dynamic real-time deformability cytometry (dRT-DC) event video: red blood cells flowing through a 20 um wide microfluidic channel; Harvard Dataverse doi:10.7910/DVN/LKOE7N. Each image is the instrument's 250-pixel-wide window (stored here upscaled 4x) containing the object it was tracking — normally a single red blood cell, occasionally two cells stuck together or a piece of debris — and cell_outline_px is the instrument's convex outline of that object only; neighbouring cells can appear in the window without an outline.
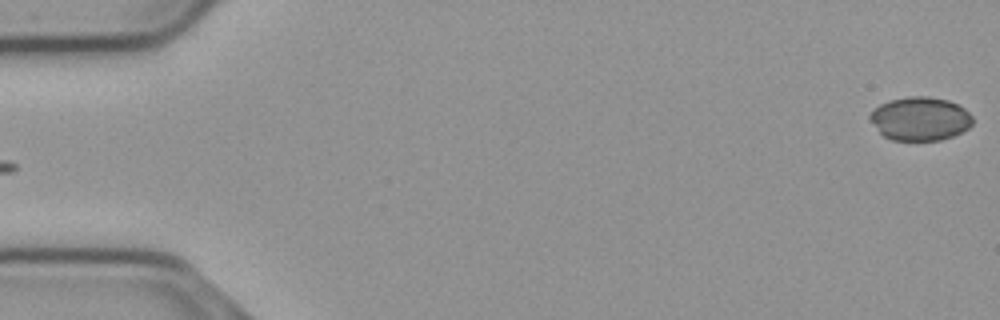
{"species": "common noctule bat (a hibernating species)", "species_latin": "Nyctalus noctula", "temperature_condition": "cold", "stored_images_in_passage": 56, "camera_frame_rate_fps": 3000, "um_per_image_px": 0.085, "animal": {"sex": "male", "body_mass_g": 23.1, "forearm_length_mm": 52.7}, "frame": {"image": 1, "passage_image": 1, "time_ms": 0.0, "image_size_px": [1000, 320], "cell_outline_px": [[972, 124], [968, 128], [952, 136], [940, 140], [892, 140], [884, 136], [880, 132], [868, 116], [880, 104], [892, 100], [908, 96], [928, 96], [948, 100], [964, 108], [972, 116]], "centroid_in_image_um": [78.22, 10.09], "position_along_channel_um": 6.8, "area_um2": 25.78}}
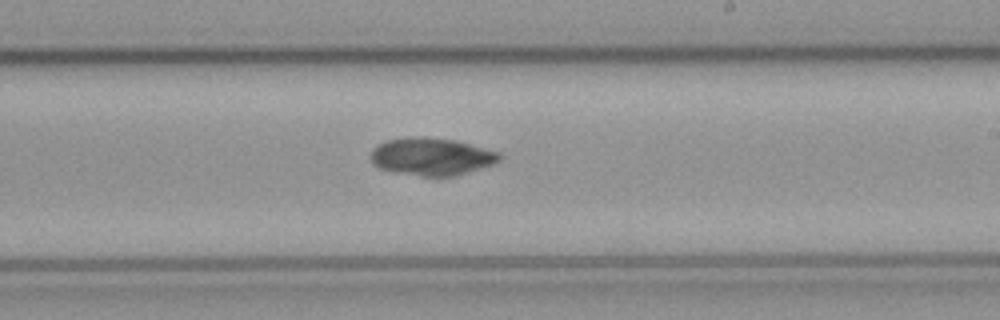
{"frame": {"image": 2, "passage_image": 33, "time_ms": 10.667, "image_size_px": [1000, 320], "cell_outline_px": [[504, 156], [500, 160], [492, 164], [456, 176], [420, 176], [396, 172], [380, 168], [372, 164], [372, 148], [376, 144], [384, 140], [412, 136], [424, 136], [456, 140], [500, 152]], "centroid_in_image_um": [36.68, 13.29], "position_along_channel_um": 252.3, "area_um2": 28.44}}
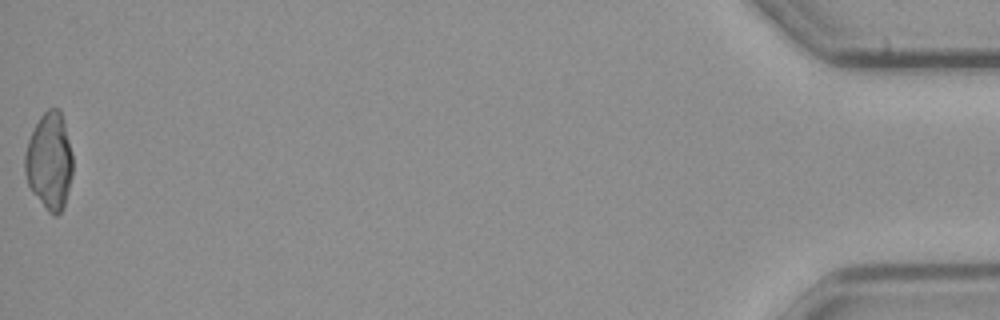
{"frame": {"image": 3, "passage_image": 56, "time_ms": 18.333, "image_size_px": [1000, 320], "cell_outline_px": [[72, 176], [64, 208], [56, 216], [52, 216], [48, 212], [32, 192], [28, 184], [24, 172], [24, 156], [28, 140], [40, 116], [48, 108], [60, 108], [72, 156]], "centroid_in_image_um": [4.19, 13.73], "position_along_channel_um": 431.0, "area_um2": 27.05}}